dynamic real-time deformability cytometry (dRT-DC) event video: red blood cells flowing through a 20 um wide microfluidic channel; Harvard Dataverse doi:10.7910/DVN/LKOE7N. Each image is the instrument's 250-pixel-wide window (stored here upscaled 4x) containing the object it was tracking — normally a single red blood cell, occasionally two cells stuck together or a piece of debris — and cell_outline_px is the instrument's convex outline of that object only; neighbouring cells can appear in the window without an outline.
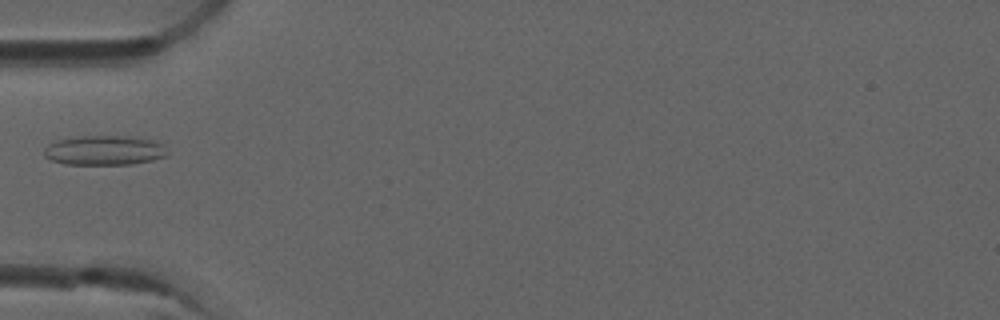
{"species": "common noctule bat (a hibernating species)", "species_latin": "Nyctalus noctula", "temperature_condition": "room temperature", "stored_images_in_passage": 1, "camera_frame_rate_fps": 3000, "um_per_image_px": 0.085, "animal": {"sex": "male", "forearm_length_mm": 52.5}, "frame": {"image": 1, "passage_image": 1, "time_ms": 0.0, "image_size_px": [1000, 320], "cell_outline_px": [[168, 156], [152, 160], [128, 164], [64, 164], [52, 160], [44, 156], [44, 148], [48, 144], [56, 140], [80, 136], [128, 136], [152, 140], [160, 144], [168, 152]], "centroid_in_image_um": [8.84, 12.78], "position_along_channel_um": 76.2, "area_um2": 21.15}}